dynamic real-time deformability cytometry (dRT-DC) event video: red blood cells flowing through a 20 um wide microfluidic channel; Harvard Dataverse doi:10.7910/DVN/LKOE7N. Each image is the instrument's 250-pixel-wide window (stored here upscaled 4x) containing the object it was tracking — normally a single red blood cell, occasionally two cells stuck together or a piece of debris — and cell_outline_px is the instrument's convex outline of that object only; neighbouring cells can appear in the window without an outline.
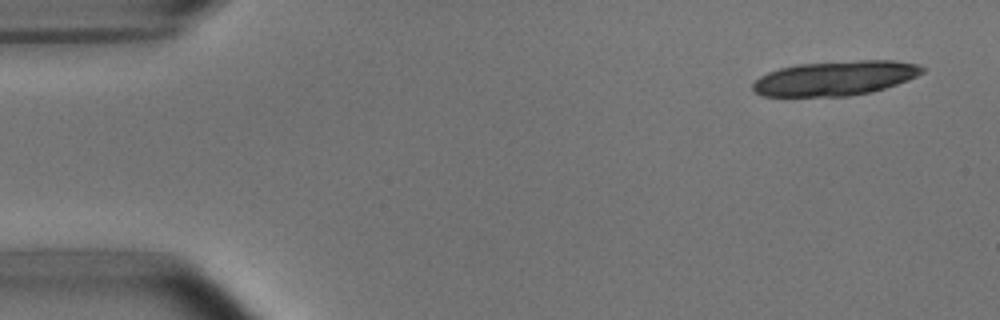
{"species": "common noctule bat (a hibernating species)", "species_latin": "Nyctalus noctula", "temperature_condition": "room temperature", "stored_images_in_passage": 10, "camera_frame_rate_fps": 3000, "um_per_image_px": 0.085, "animal": {"sex": "male", "body_mass_g": 15.6}, "frame": {"image": 1, "passage_image": 1, "time_ms": 0.0, "image_size_px": [1000, 320], "cell_outline_px": [[924, 72], [908, 80], [872, 92], [848, 96], [760, 96], [752, 88], [752, 84], [760, 76], [768, 72], [780, 68], [796, 64], [860, 60], [892, 60], [920, 64], [924, 68]], "centroid_in_image_um": [71.0, 6.64], "position_along_channel_um": 14.0, "area_um2": 34.22}}
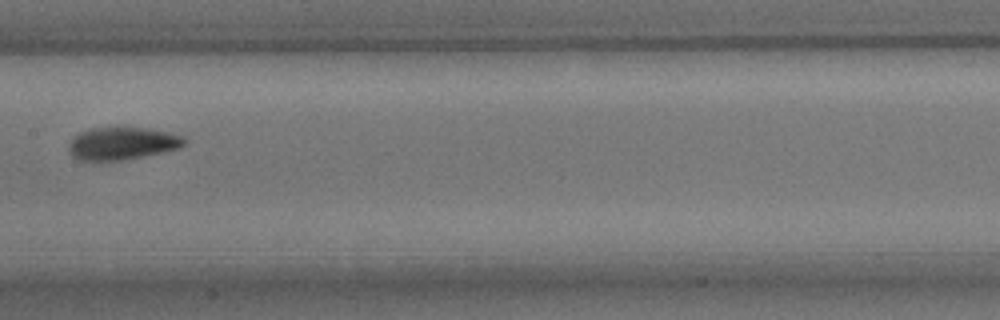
{"frame": {"image": 2, "passage_image": 7, "time_ms": 8.0, "image_size_px": [1000, 320], "cell_outline_px": [[188, 140], [180, 148], [144, 156], [120, 160], [80, 160], [72, 156], [68, 152], [68, 144], [80, 132], [88, 128], [120, 124], [168, 132], [184, 136]], "centroid_in_image_um": [10.38, 12.14], "position_along_channel_um": 197.0, "area_um2": 22.6}}
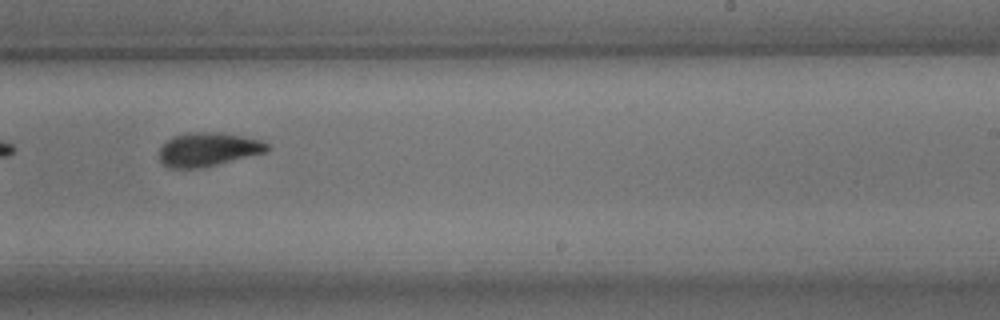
{"frame": {"image": 3, "passage_image": 9, "time_ms": 10.0, "image_size_px": [1000, 320], "cell_outline_px": [[272, 148], [268, 152], [200, 168], [168, 168], [160, 160], [160, 148], [172, 136], [188, 132], [224, 132], [264, 140]], "centroid_in_image_um": [17.75, 12.68], "position_along_channel_um": 271.2, "area_um2": 21.5}}